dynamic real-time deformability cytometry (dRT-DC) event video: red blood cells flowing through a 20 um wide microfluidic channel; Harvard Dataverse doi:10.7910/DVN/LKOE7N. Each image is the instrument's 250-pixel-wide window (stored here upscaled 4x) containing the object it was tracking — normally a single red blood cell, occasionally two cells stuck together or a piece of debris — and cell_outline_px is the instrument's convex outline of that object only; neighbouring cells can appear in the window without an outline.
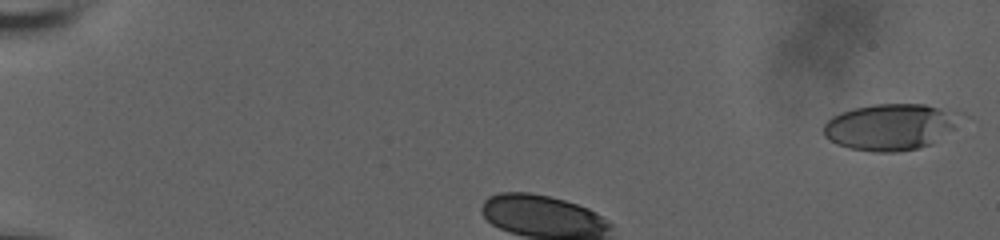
{"species": "human", "species_latin": "Homo sapiens", "temperature_condition": "room temperature", "stored_images_in_passage": 36, "camera_frame_rate_fps": 3000, "um_per_image_px": 0.085, "donor": {"sex": "male"}, "frame": {"image": 1, "passage_image": 1, "time_ms": 0.0, "image_size_px": [1000, 240], "cell_outline_px": [[972, 116], [928, 144], [920, 148], [896, 152], [872, 152], [848, 148], [836, 144], [828, 140], [824, 136], [824, 124], [832, 116], [840, 112], [856, 108], [876, 104], [924, 104], [964, 112]], "centroid_in_image_um": [75.76, 10.77], "position_along_channel_um": 9.2, "area_um2": 37.57}}
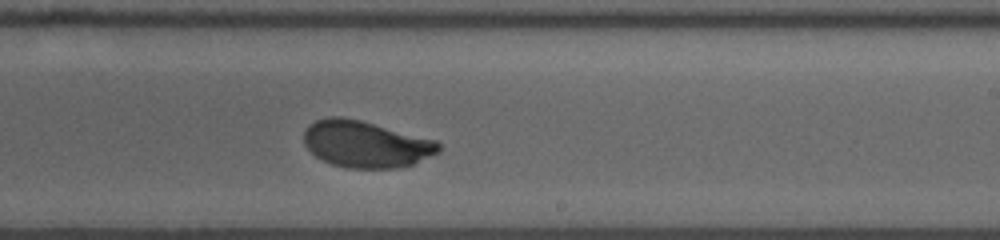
{"frame": {"image": 2, "passage_image": 24, "time_ms": 7.667, "image_size_px": [1000, 240], "cell_outline_px": [[440, 152], [404, 168], [348, 168], [332, 164], [316, 156], [304, 144], [304, 128], [308, 124], [316, 120], [328, 116], [340, 116], [360, 120], [436, 140], [440, 144]], "centroid_in_image_um": [31.09, 12.25], "position_along_channel_um": 257.9, "area_um2": 36.76}}
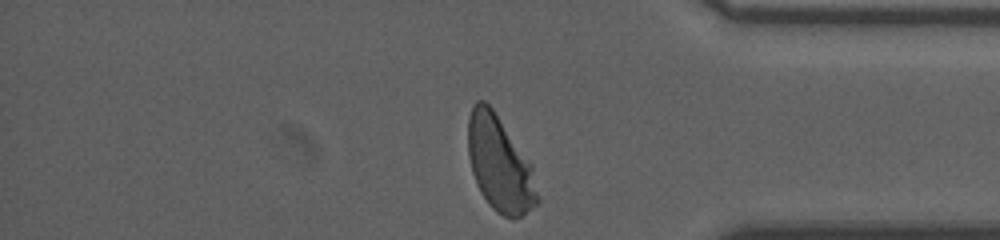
{"frame": {"image": 3, "passage_image": 36, "time_ms": 11.667, "image_size_px": [1000, 240], "cell_outline_px": [[540, 200], [532, 208], [520, 216], [512, 220], [496, 212], [488, 204], [480, 192], [476, 184], [472, 172], [468, 156], [468, 116], [472, 104], [476, 100], [484, 100], [492, 108], [532, 164], [540, 196]], "centroid_in_image_um": [42.47, 13.96], "position_along_channel_um": 392.7, "area_um2": 38.9}, "authors_computed_cell_mechanics": {"area_um2": 36.8186, "velocity_mm_per_s": 3.6874, "shape_relaxation_time_tau1_ms": 2.9568, "shape_relaxation_time_tau2_ms": null, "deformation_change_tau1": 0.1469, "deformation_change_tau2": null}}